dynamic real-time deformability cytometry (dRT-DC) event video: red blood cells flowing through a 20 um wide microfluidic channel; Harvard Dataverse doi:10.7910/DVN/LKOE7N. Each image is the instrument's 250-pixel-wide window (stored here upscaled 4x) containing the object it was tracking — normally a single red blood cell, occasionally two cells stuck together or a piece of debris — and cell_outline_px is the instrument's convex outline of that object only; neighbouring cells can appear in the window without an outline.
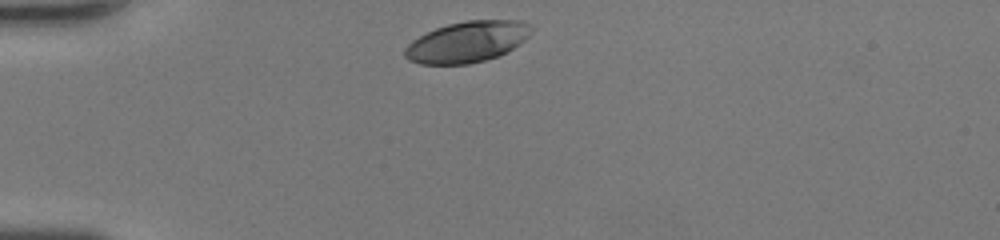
{"species": "human", "species_latin": "Homo sapiens", "temperature_condition": "room temperature", "stored_images_in_passage": 28, "camera_frame_rate_fps": 3000, "um_per_image_px": 0.085, "donor": {"sex": "female"}, "frame": {"image": 1, "passage_image": 1, "time_ms": 0.0, "image_size_px": [1000, 240], "cell_outline_px": [[532, 32], [520, 44], [500, 56], [468, 64], [420, 64], [408, 60], [404, 56], [404, 48], [412, 40], [436, 28], [448, 24], [468, 20], [520, 20], [532, 24]], "centroid_in_image_um": [39.73, 3.55], "position_along_channel_um": 45.3, "area_um2": 30.35}}
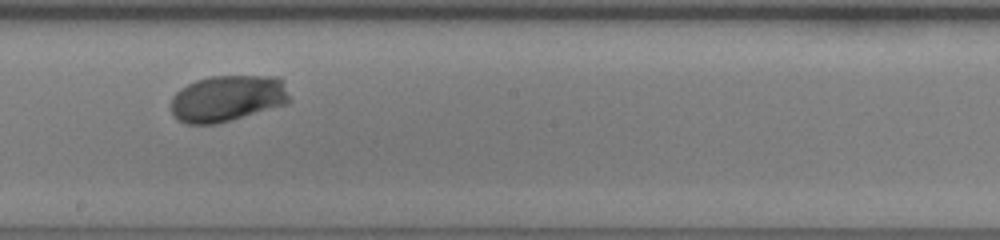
{"frame": {"image": 2, "passage_image": 16, "time_ms": 5.0, "image_size_px": [1000, 240], "cell_outline_px": [[292, 100], [288, 104], [232, 120], [216, 124], [184, 124], [172, 112], [172, 96], [180, 88], [196, 80], [208, 76], [276, 76], [284, 80]], "centroid_in_image_um": [19.39, 8.36], "position_along_channel_um": 228.8, "area_um2": 32.43}}
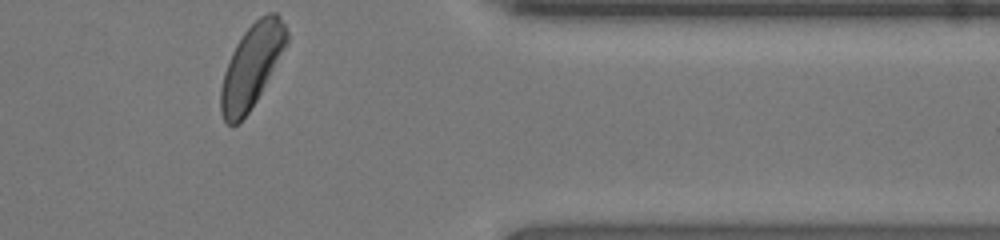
{"frame": {"image": 3, "passage_image": 28, "time_ms": 9.0, "image_size_px": [1000, 240], "cell_outline_px": [[288, 44], [256, 100], [248, 112], [232, 128], [224, 120], [220, 112], [220, 88], [224, 72], [228, 60], [236, 44], [244, 32], [260, 16], [268, 12], [276, 12], [280, 16], [288, 32]], "centroid_in_image_um": [21.39, 5.6], "position_along_channel_um": 390.0, "area_um2": 31.67}, "authors_computed_cell_mechanics": {"area_um2": 31.7033, "velocity_mm_per_s": 4.3548, "shape_relaxation_time_tau1_ms": 2.1443, "shape_relaxation_time_tau2_ms": null, "deformation_change_tau1": 0.1462, "deformation_change_tau2": null}}